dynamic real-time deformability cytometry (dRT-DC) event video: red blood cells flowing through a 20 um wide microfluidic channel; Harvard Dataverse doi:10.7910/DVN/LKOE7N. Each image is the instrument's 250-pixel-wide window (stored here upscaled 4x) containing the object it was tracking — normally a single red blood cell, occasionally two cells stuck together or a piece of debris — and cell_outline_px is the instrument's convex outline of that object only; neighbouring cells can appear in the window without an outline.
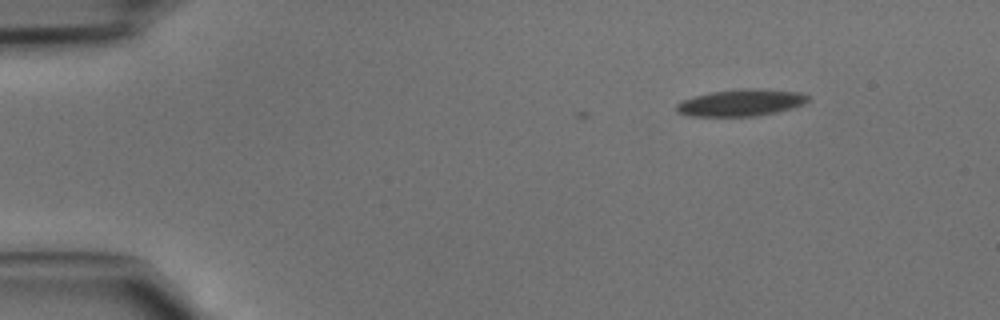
{"species": "common noctule bat (a hibernating species)", "species_latin": "Nyctalus noctula", "temperature_condition": "cold", "stored_images_in_passage": 8, "camera_frame_rate_fps": 3000, "um_per_image_px": 0.085, "animal": {"sex": "male", "body_mass_g": 15.6}, "frame": {"image": 1, "passage_image": 1, "time_ms": 0.0, "image_size_px": [1000, 320], "cell_outline_px": [[808, 100], [804, 104], [792, 108], [776, 112], [756, 116], [688, 116], [676, 112], [676, 104], [684, 100], [696, 96], [712, 92], [744, 88], [800, 92], [808, 96]], "centroid_in_image_um": [62.97, 8.74], "position_along_channel_um": 22.0, "area_um2": 20.29}}